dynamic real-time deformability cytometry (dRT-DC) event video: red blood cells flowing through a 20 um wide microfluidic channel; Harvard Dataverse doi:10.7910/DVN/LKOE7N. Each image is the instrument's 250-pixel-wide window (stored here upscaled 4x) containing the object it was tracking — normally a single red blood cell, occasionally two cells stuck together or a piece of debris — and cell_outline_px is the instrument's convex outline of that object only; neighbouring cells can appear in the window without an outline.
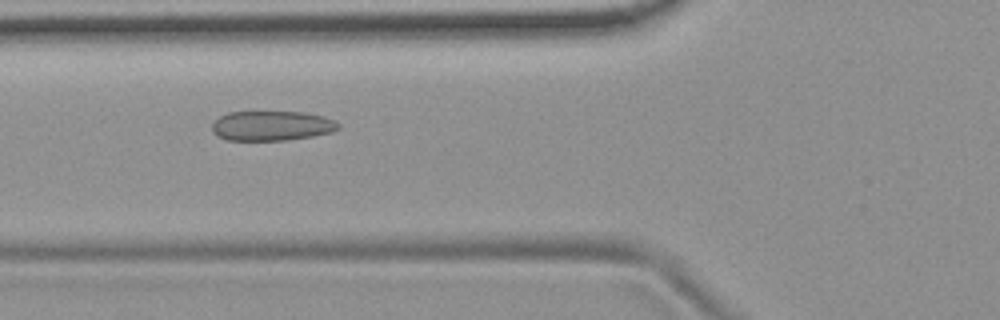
{"species": "common noctule bat (a hibernating species)", "species_latin": "Nyctalus noctula", "temperature_condition": "room temperature", "stored_images_in_passage": 44, "camera_frame_rate_fps": 3000, "um_per_image_px": 0.085, "animal": {"sex": "female", "body_mass_g": 19.9}, "frame": {"image": 1, "passage_image": 10, "time_ms": 3.0, "image_size_px": [1000, 320], "cell_outline_px": [[340, 128], [332, 132], [312, 136], [284, 140], [224, 140], [216, 136], [212, 132], [212, 124], [220, 116], [228, 112], [304, 112], [324, 116], [336, 120], [340, 124]], "centroid_in_image_um": [23.1, 10.69], "position_along_channel_um": 102.7, "area_um2": 22.08}}
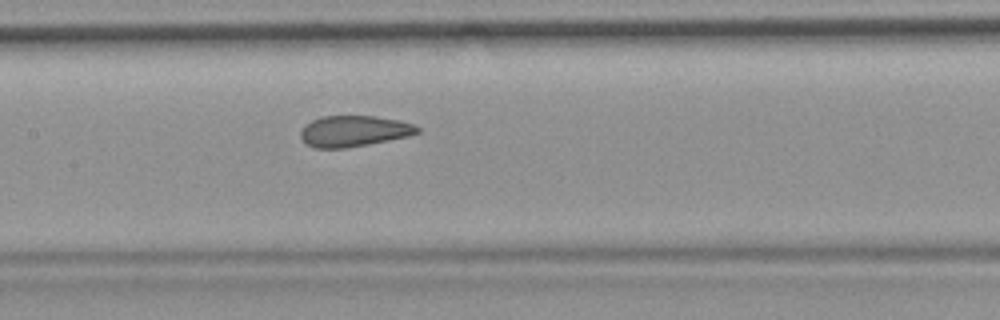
{"frame": {"image": 2, "passage_image": 16, "time_ms": 5.0, "image_size_px": [1000, 320], "cell_outline_px": [[420, 132], [408, 136], [368, 144], [344, 148], [312, 148], [300, 136], [300, 132], [304, 124], [320, 116], [376, 116], [396, 120], [412, 124], [420, 128]], "centroid_in_image_um": [30.04, 11.14], "position_along_channel_um": 177.4, "area_um2": 20.98}}
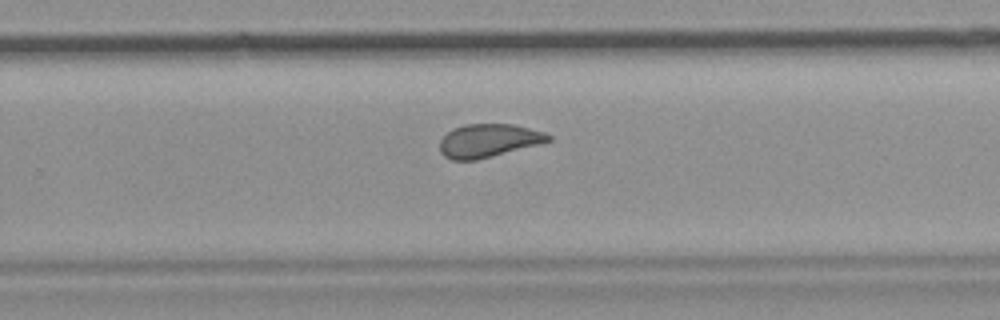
{"frame": {"image": 3, "passage_image": 25, "time_ms": 8.0, "image_size_px": [1000, 320], "cell_outline_px": [[552, 140], [540, 144], [476, 160], [452, 160], [444, 156], [440, 152], [440, 140], [452, 128], [464, 124], [512, 124], [544, 132], [552, 136]], "centroid_in_image_um": [41.51, 11.95], "position_along_channel_um": 288.3, "area_um2": 21.04}, "authors_computed_cell_mechanics": {"area_um2": 22.1952, "velocity_mm_per_s": 3.726, "shape_relaxation_time_tau1_ms": null, "shape_relaxation_time_tau2_ms": 1.0196, "deformation_change_tau1": null, "deformation_change_tau2": 0.0715}}